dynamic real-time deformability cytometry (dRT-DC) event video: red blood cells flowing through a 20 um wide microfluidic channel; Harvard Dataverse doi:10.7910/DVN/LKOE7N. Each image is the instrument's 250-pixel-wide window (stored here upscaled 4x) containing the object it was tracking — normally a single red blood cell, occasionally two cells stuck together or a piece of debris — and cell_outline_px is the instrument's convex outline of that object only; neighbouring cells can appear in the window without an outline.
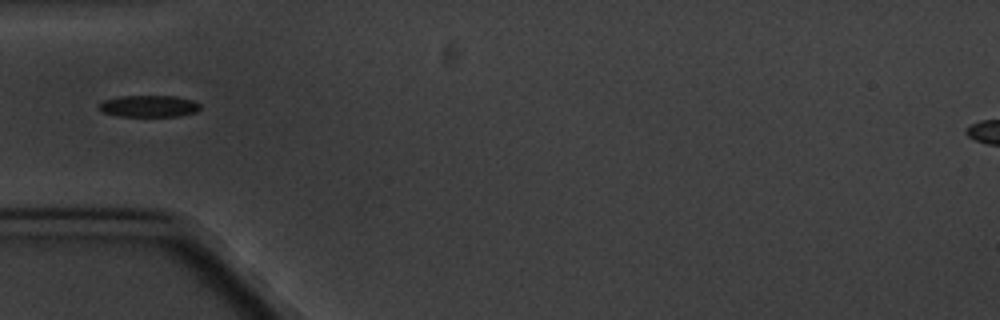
{"species": "common noctule bat (a hibernating species)", "species_latin": "Nyctalus noctula", "temperature_condition": "cold", "stored_images_in_passage": 6, "camera_frame_rate_fps": 3000, "um_per_image_px": 0.085, "animal": {"sex": "male", "body_mass_g": 20.1, "forearm_length_mm": 53.5}, "frame": {"image": 1, "passage_image": 2, "time_ms": 1.333, "image_size_px": [1000, 320], "cell_outline_px": [[200, 108], [196, 112], [180, 116], [120, 116], [104, 112], [96, 104], [104, 100], [120, 96], [176, 96], [196, 100], [200, 104]], "centroid_in_image_um": [12.7, 9.01], "position_along_channel_um": 72.3, "area_um2": 12.89}}